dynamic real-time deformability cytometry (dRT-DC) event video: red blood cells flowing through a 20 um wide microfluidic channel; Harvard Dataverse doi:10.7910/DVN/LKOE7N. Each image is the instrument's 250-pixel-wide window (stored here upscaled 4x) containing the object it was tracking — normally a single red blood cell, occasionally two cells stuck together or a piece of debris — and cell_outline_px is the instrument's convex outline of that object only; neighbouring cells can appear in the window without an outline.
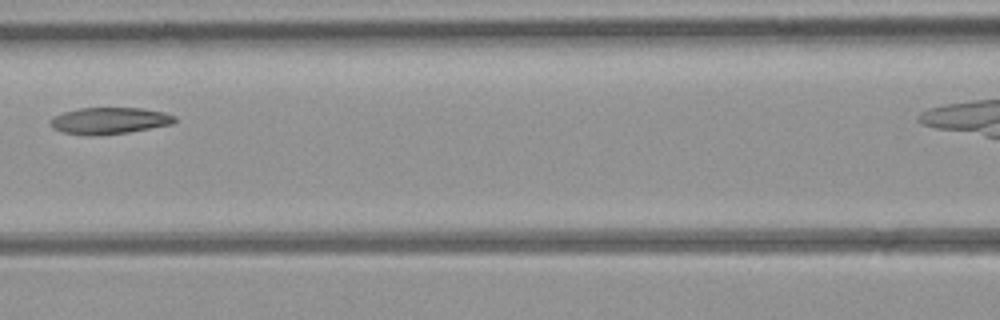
{"species": "common noctule bat (a hibernating species)", "species_latin": "Nyctalus noctula", "temperature_condition": "room temperature", "stored_images_in_passage": 5, "camera_frame_rate_fps": 3000, "um_per_image_px": 0.085, "animal": {"sex": "female", "body_mass_g": 21.9}, "frame": {"image": 1, "passage_image": 4, "time_ms": 4.333, "image_size_px": [1000, 320], "cell_outline_px": [[176, 120], [172, 124], [128, 132], [60, 132], [52, 128], [48, 124], [48, 120], [52, 116], [64, 112], [80, 108], [140, 108], [164, 112], [176, 116]], "centroid_in_image_um": [9.3, 10.2], "position_along_channel_um": 157.3, "area_um2": 18.44}}